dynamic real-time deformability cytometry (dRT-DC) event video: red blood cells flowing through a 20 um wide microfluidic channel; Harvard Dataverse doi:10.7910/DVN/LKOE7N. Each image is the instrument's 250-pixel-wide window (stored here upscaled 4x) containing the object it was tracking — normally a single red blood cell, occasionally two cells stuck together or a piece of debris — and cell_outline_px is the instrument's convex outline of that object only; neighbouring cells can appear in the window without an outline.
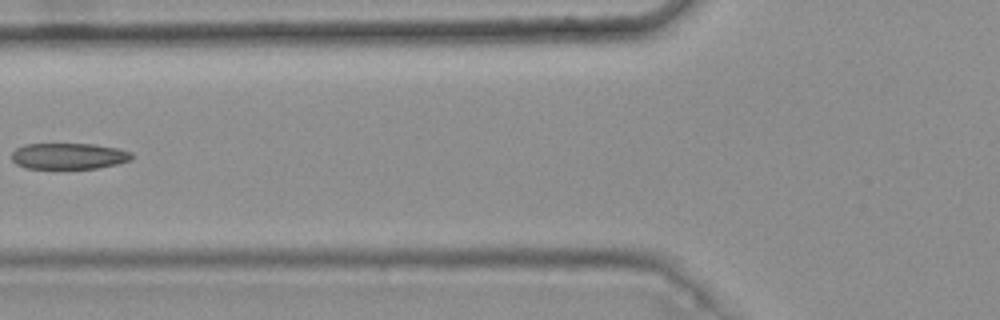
{"species": "common noctule bat (a hibernating species)", "species_latin": "Nyctalus noctula", "temperature_condition": "warm", "stored_images_in_passage": 7, "camera_frame_rate_fps": 3000, "um_per_image_px": 0.085, "animal": {"sex": "female", "body_mass_g": 25.1}, "frame": {"image": 1, "passage_image": 7, "time_ms": 2.0, "image_size_px": [1000, 320], "cell_outline_px": [[132, 160], [116, 164], [96, 168], [24, 168], [16, 164], [12, 160], [12, 152], [16, 148], [24, 144], [92, 144], [116, 148], [132, 152]], "centroid_in_image_um": [5.82, 13.26], "position_along_channel_um": 120.0, "area_um2": 18.21}}